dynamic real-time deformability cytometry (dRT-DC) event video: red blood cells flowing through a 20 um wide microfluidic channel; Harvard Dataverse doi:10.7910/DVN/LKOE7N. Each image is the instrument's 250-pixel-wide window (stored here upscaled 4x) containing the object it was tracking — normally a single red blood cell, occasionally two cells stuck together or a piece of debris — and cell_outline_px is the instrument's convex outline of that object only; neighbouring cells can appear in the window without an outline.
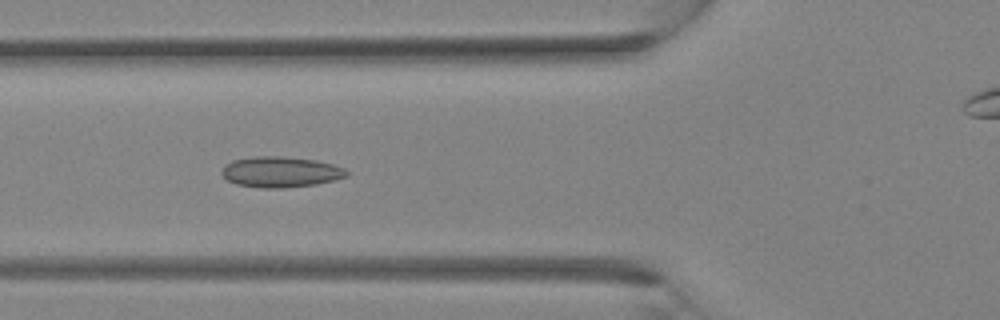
{"species": "Egyptian fruit bat (a non-hibernating species)", "species_latin": "Rousettus aegyptiacus", "temperature_condition": "room temperature", "stored_images_in_passage": 35, "camera_frame_rate_fps": 3000, "um_per_image_px": 0.085, "animal": {"sex": "female"}, "frame": {"image": 1, "passage_image": 13, "time_ms": 4.0, "image_size_px": [1000, 320], "cell_outline_px": [[348, 176], [336, 180], [316, 184], [284, 188], [264, 188], [236, 184], [228, 180], [220, 172], [224, 164], [232, 160], [256, 156], [284, 156], [316, 160], [332, 164], [344, 168], [348, 172]], "centroid_in_image_um": [23.85, 14.61], "position_along_channel_um": 101.9, "area_um2": 22.48}}
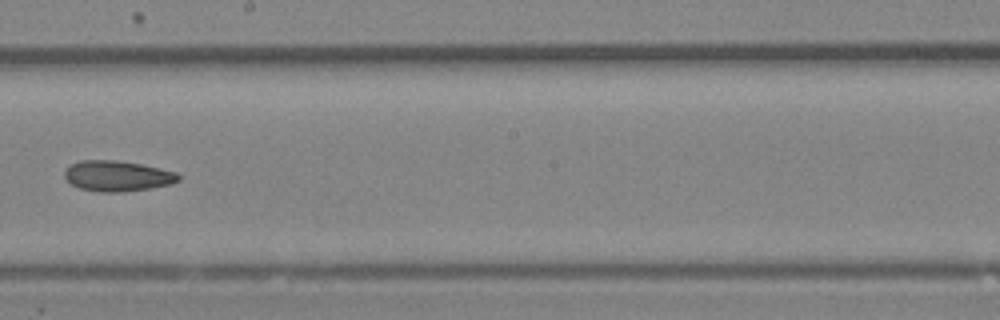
{"frame": {"image": 2, "passage_image": 20, "time_ms": 6.333, "image_size_px": [1000, 320], "cell_outline_px": [[180, 180], [172, 184], [152, 188], [120, 192], [100, 192], [80, 188], [72, 184], [64, 176], [64, 172], [72, 164], [80, 160], [116, 160], [140, 164], [160, 168], [176, 172], [180, 176]], "centroid_in_image_um": [10.01, 14.96], "position_along_channel_um": 238.2, "area_um2": 20.23}}
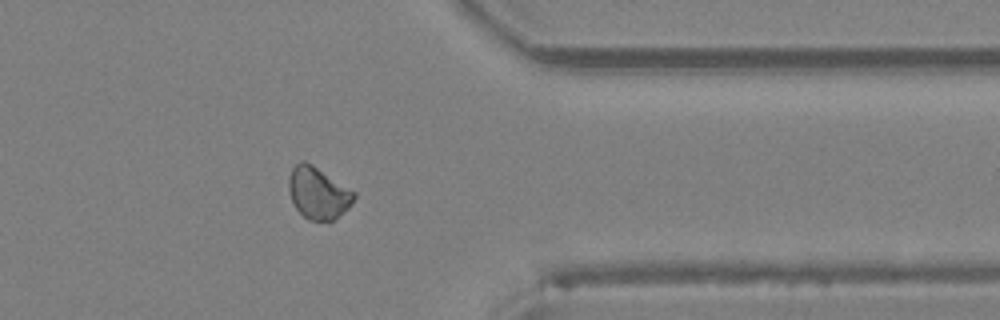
{"frame": {"image": 3, "passage_image": 28, "time_ms": 9.0, "image_size_px": [1000, 320], "cell_outline_px": [[356, 196], [352, 204], [348, 208], [332, 220], [308, 220], [296, 208], [292, 200], [288, 188], [288, 176], [292, 168], [300, 160], [304, 160], [312, 164], [356, 192]], "centroid_in_image_um": [27.03, 16.38], "position_along_channel_um": 384.4, "area_um2": 19.65}}